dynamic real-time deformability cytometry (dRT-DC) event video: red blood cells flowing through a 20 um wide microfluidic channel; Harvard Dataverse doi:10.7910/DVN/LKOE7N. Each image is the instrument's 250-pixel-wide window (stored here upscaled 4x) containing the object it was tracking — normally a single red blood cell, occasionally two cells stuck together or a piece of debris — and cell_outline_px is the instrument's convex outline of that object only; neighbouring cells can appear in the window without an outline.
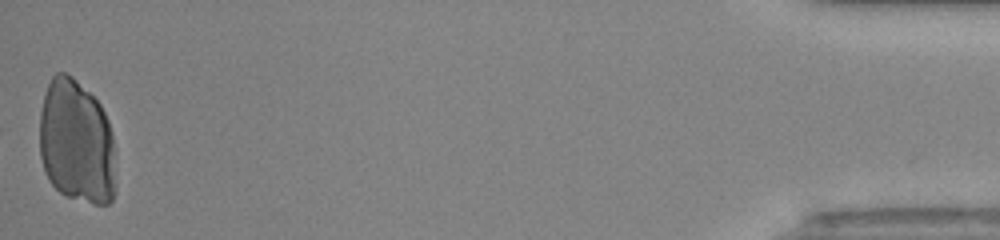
{"species": "human", "species_latin": "Homo sapiens", "temperature_condition": "room temperature", "stored_images_in_passage": 33, "camera_frame_rate_fps": 3000, "um_per_image_px": 0.085, "donor": {"sex": "male"}, "frame": {"image": 1, "passage_image": 33, "time_ms": 10.667, "image_size_px": [1000, 240], "cell_outline_px": [[112, 200], [108, 204], [96, 204], [64, 196], [48, 180], [44, 172], [40, 156], [40, 112], [44, 96], [48, 84], [52, 76], [56, 72], [64, 72], [72, 76], [100, 104], [108, 120], [112, 136]], "centroid_in_image_um": [6.44, 12.05], "position_along_channel_um": 428.8, "area_um2": 54.45}}